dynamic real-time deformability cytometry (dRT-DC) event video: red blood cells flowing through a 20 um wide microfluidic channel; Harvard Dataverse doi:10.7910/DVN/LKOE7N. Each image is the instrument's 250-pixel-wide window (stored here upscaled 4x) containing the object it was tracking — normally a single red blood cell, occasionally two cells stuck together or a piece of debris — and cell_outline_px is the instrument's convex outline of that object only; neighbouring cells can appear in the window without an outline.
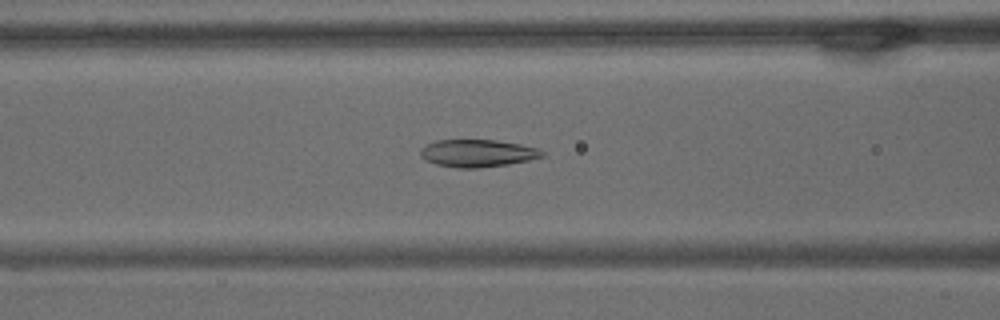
{"species": "common noctule bat (a hibernating species)", "species_latin": "Nyctalus noctula", "temperature_condition": "warm", "stored_images_in_passage": 60, "camera_frame_rate_fps": 3000, "um_per_image_px": 0.085, "animal": {"sex": "male", "body_mass_g": 15.6}, "frame": {"image": 1, "passage_image": 24, "time_ms": 7.667, "image_size_px": [1000, 320], "cell_outline_px": [[544, 156], [528, 160], [508, 164], [476, 168], [456, 168], [436, 164], [424, 160], [420, 156], [420, 148], [436, 140], [496, 140], [520, 144], [536, 148], [544, 152]], "centroid_in_image_um": [40.55, 13.02], "position_along_channel_um": 126.1, "area_um2": 19.42}}
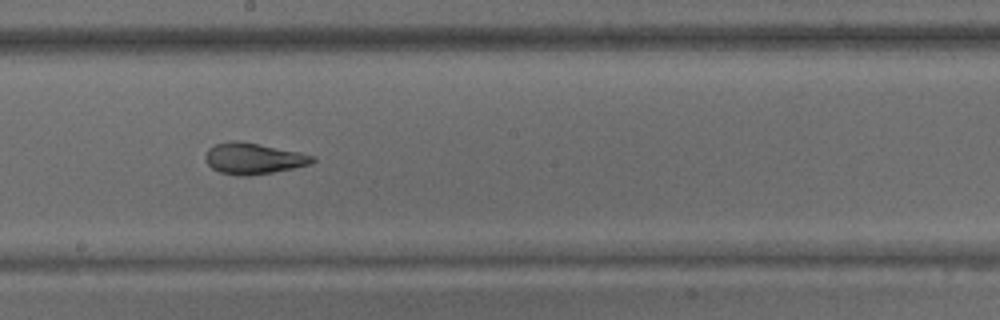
{"frame": {"image": 2, "passage_image": 33, "time_ms": 10.667, "image_size_px": [1000, 320], "cell_outline_px": [[316, 160], [312, 164], [272, 172], [248, 176], [236, 176], [220, 172], [212, 168], [208, 164], [204, 156], [208, 148], [216, 144], [232, 140], [236, 140], [260, 144], [300, 152], [316, 156]], "centroid_in_image_um": [21.55, 13.47], "position_along_channel_um": 226.7, "area_um2": 19.54}}
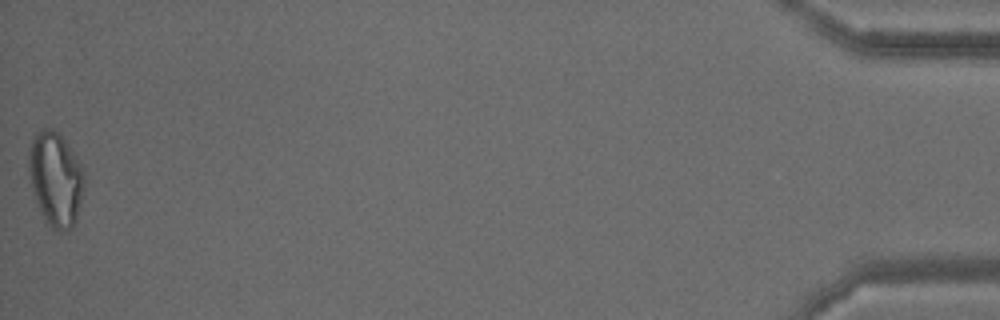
{"frame": {"image": 3, "passage_image": 60, "time_ms": 19.667, "image_size_px": [1000, 320], "cell_outline_px": [[84, 184], [76, 216], [72, 228], [68, 232], [56, 232], [48, 224], [36, 204], [28, 172], [28, 156], [32, 140], [36, 132], [40, 128], [52, 128], [60, 132], [80, 164], [84, 172]], "centroid_in_image_um": [4.7, 15.2], "position_along_channel_um": 430.5, "area_um2": 30.52}, "authors_computed_cell_mechanics": {"area_um2": 23.1489, "velocity_mm_per_s": 3.3604, "shape_relaxation_time_tau1_ms": null, "shape_relaxation_time_tau2_ms": 0.9992, "deformation_change_tau1": null, "deformation_change_tau2": 0.0713}}